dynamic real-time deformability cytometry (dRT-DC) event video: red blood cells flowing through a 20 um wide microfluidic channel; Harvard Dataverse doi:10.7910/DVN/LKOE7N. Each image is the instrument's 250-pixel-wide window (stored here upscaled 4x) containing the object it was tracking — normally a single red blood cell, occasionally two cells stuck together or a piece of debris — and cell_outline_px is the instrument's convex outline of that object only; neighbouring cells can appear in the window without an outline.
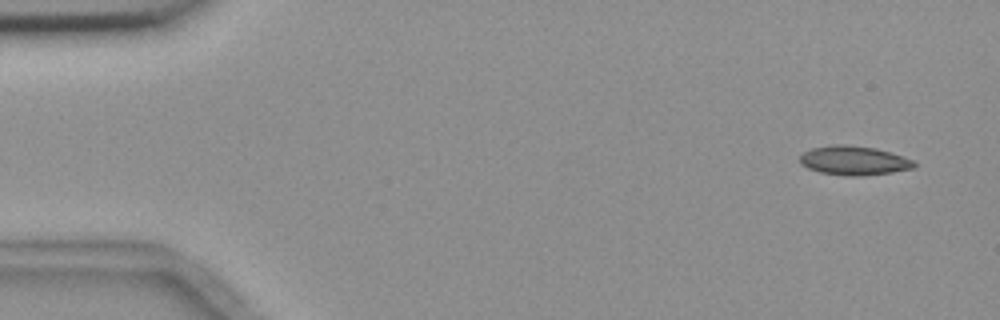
{"species": "common noctule bat (a hibernating species)", "species_latin": "Nyctalus noctula", "temperature_condition": "room temperature", "stored_images_in_passage": 8, "camera_frame_rate_fps": 3000, "um_per_image_px": 0.085, "animal": {"sex": "female", "body_mass_g": 18.4}, "frame": {"image": 1, "passage_image": 1, "time_ms": 0.0, "image_size_px": [1000, 320], "cell_outline_px": [[916, 168], [892, 172], [860, 176], [844, 176], [820, 172], [808, 168], [800, 164], [800, 156], [804, 152], [812, 148], [832, 144], [844, 144], [876, 148], [912, 160], [916, 164]], "centroid_in_image_um": [72.55, 13.65], "position_along_channel_um": 12.4, "area_um2": 19.36}}
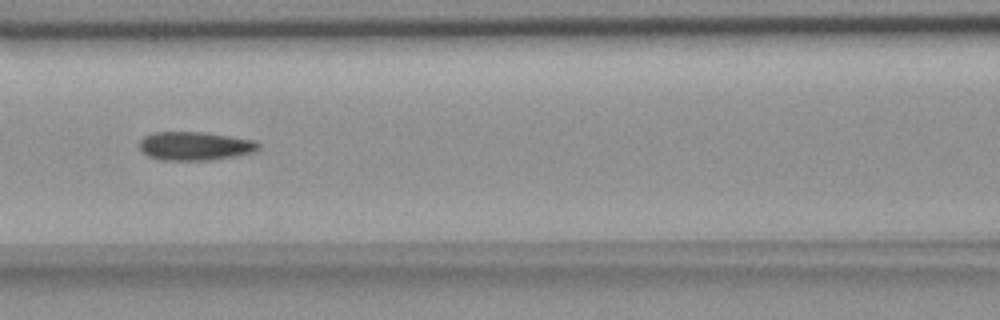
{"frame": {"image": 2, "passage_image": 7, "time_ms": 7.0, "image_size_px": [1000, 320], "cell_outline_px": [[260, 148], [252, 152], [212, 160], [160, 160], [148, 156], [140, 148], [140, 140], [144, 136], [156, 132], [204, 132], [232, 136], [256, 140], [260, 144]], "centroid_in_image_um": [16.59, 12.4], "position_along_channel_um": 150.0, "area_um2": 19.83}}
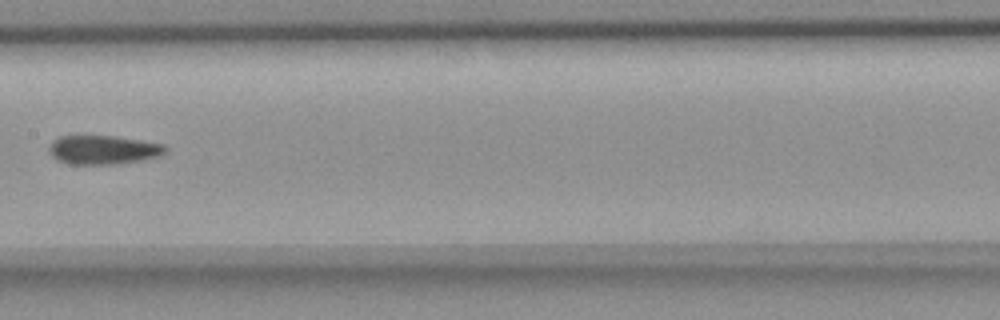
{"frame": {"image": 3, "passage_image": 8, "time_ms": 8.333, "image_size_px": [1000, 320], "cell_outline_px": [[168, 148], [160, 156], [140, 160], [116, 164], [68, 164], [52, 156], [48, 148], [60, 136], [112, 136], [140, 140], [164, 144]], "centroid_in_image_um": [8.8, 12.74], "position_along_channel_um": 198.6, "area_um2": 19.31}}